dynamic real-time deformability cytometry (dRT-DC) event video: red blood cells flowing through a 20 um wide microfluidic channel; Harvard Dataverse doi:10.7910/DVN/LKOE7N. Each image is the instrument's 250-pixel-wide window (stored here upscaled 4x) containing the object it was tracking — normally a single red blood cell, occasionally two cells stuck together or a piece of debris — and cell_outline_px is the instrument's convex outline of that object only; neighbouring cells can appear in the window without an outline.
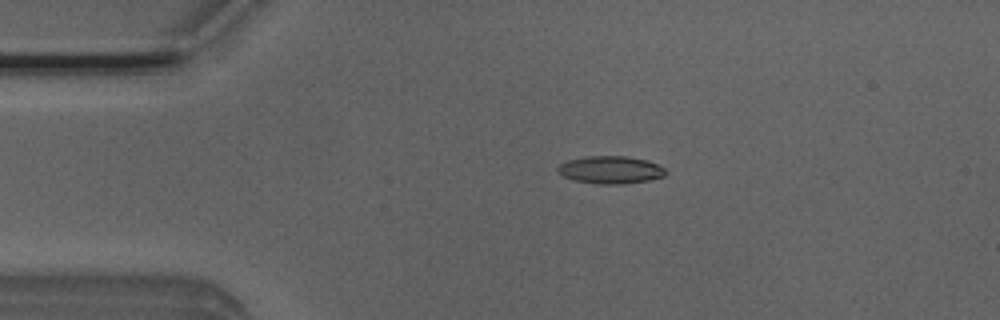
{"species": "Egyptian fruit bat (a non-hibernating species)", "species_latin": "Rousettus aegyptiacus", "temperature_condition": "room temperature", "stored_images_in_passage": 45, "camera_frame_rate_fps": 3000, "um_per_image_px": 0.085, "animal": {"sex": "male"}, "frame": {"image": 1, "passage_image": 11, "time_ms": 3.333, "image_size_px": [1000, 320], "cell_outline_px": [[668, 172], [664, 176], [648, 180], [624, 184], [596, 184], [576, 180], [564, 176], [556, 172], [556, 168], [560, 164], [568, 160], [584, 156], [628, 156], [648, 160], [664, 168]], "centroid_in_image_um": [51.89, 14.43], "position_along_channel_um": 33.1, "area_um2": 17.46}}
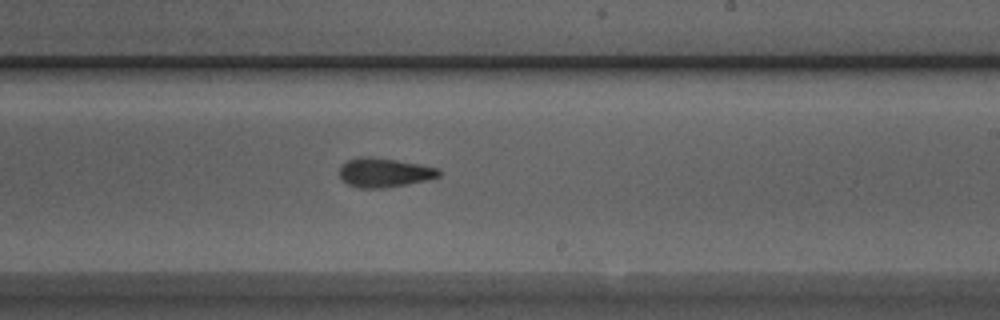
{"frame": {"image": 2, "passage_image": 31, "time_ms": 10.0, "image_size_px": [1000, 320], "cell_outline_px": [[440, 176], [428, 180], [408, 184], [384, 188], [360, 188], [348, 184], [340, 176], [340, 168], [348, 160], [356, 156], [372, 156], [420, 164], [440, 168]], "centroid_in_image_um": [32.69, 14.66], "position_along_channel_um": 256.3, "area_um2": 16.99}}
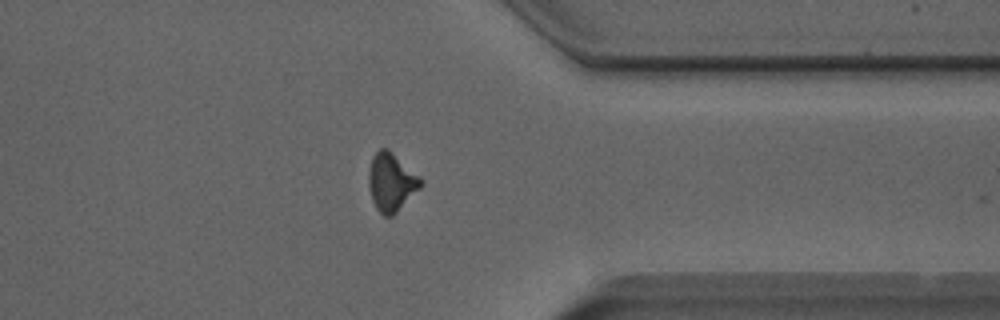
{"frame": {"image": 3, "passage_image": 41, "time_ms": 13.333, "image_size_px": [1000, 320], "cell_outline_px": [[424, 184], [392, 216], [384, 216], [376, 208], [372, 200], [368, 188], [368, 172], [372, 156], [380, 148], [388, 148], [420, 176]], "centroid_in_image_um": [33.25, 15.46], "position_along_channel_um": 378.2, "area_um2": 17.74}, "authors_computed_cell_mechanics": {"area_um2": 16.9354, "velocity_mm_per_s": 3.9312, "shape_relaxation_time_tau1_ms": null, "shape_relaxation_time_tau2_ms": 2.7644, "deformation_change_tau1": null, "deformation_change_tau2": 0.1108}}